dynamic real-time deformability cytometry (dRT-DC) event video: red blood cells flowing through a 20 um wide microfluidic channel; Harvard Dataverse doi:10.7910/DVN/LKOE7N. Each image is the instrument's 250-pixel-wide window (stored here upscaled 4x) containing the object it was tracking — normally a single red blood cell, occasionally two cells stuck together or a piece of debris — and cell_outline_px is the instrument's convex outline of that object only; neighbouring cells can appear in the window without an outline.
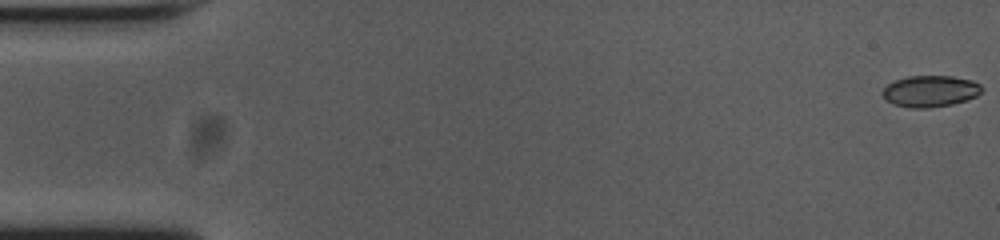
{"species": "common noctule bat (a hibernating species)", "species_latin": "Nyctalus noctula", "temperature_condition": "cold", "stored_images_in_passage": 50, "camera_frame_rate_fps": 3000, "um_per_image_px": 0.085, "animal": {"sex": "female", "body_mass_g": 23.0, "forearm_length_mm": 53.4}, "frame": {"image": 1, "passage_image": 1, "time_ms": 0.0, "image_size_px": [1000, 240], "cell_outline_px": [[984, 88], [976, 96], [952, 104], [928, 108], [912, 108], [892, 104], [884, 96], [884, 88], [888, 84], [896, 80], [908, 76], [952, 76], [972, 80], [980, 84]], "centroid_in_image_um": [79.1, 7.74], "position_along_channel_um": 5.9, "area_um2": 17.98}}
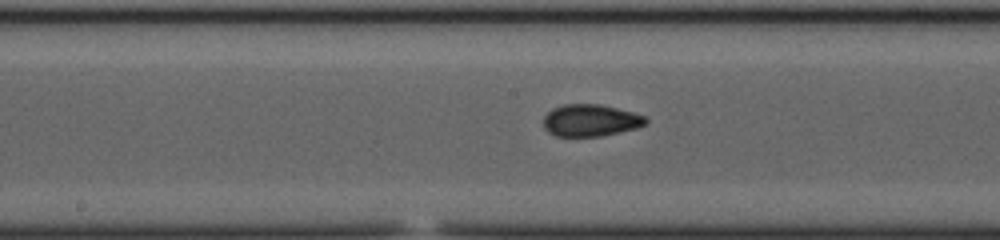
{"frame": {"image": 2, "passage_image": 28, "time_ms": 9.0, "image_size_px": [1000, 240], "cell_outline_px": [[648, 124], [636, 128], [600, 136], [556, 136], [548, 132], [544, 128], [544, 116], [552, 108], [564, 104], [600, 104], [632, 112], [644, 116], [648, 120]], "centroid_in_image_um": [50.18, 10.23], "position_along_channel_um": 198.0, "area_um2": 19.02}}
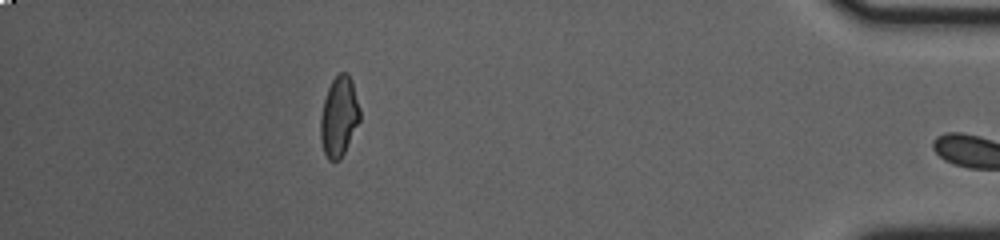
{"frame": {"image": 3, "passage_image": 49, "time_ms": 16.0, "image_size_px": [1000, 240], "cell_outline_px": [[360, 120], [340, 160], [328, 160], [324, 152], [320, 140], [320, 116], [324, 100], [328, 88], [332, 80], [340, 72], [348, 72], [352, 80], [360, 108]], "centroid_in_image_um": [28.81, 9.89], "position_along_channel_um": 406.4, "area_um2": 18.38}, "authors_computed_cell_mechanics": {"area_um2": 18.7272, "velocity_mm_per_s": 3.7543, "shape_relaxation_time_tau1_ms": null, "shape_relaxation_time_tau2_ms": 1.5318, "deformation_change_tau1": null, "deformation_change_tau2": 0.0614}}